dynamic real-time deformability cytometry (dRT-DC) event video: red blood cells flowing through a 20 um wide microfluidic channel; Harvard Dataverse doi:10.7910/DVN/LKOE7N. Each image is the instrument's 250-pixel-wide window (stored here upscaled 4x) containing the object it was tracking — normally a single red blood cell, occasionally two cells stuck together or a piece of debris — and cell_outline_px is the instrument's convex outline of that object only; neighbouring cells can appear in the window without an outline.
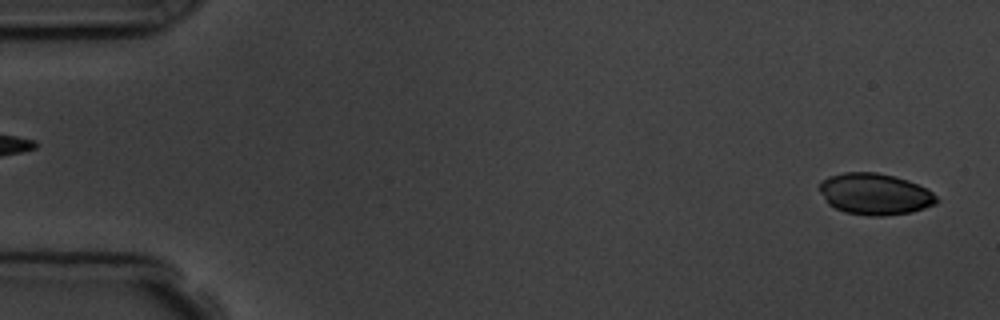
{"species": "common noctule bat (a hibernating species)", "species_latin": "Nyctalus noctula", "temperature_condition": "room temperature", "stored_images_in_passage": 6, "segment_of_instrument_passage": [2, 2], "camera_frame_rate_fps": 3000, "um_per_image_px": 0.085, "animal": {"sex": "male", "body_mass_g": 19.5, "forearm_length_mm": 54.6}, "frame": {"image": 1, "passage_image": 6, "time_ms": 6.0, "image_size_px": [1000, 320], "cell_outline_px": [[940, 200], [936, 204], [912, 212], [884, 216], [868, 216], [844, 212], [828, 204], [820, 192], [820, 180], [828, 176], [844, 172], [876, 172], [908, 180], [932, 192]], "centroid_in_image_um": [74.35, 16.5], "position_along_channel_um": 10.7, "area_um2": 28.32}}